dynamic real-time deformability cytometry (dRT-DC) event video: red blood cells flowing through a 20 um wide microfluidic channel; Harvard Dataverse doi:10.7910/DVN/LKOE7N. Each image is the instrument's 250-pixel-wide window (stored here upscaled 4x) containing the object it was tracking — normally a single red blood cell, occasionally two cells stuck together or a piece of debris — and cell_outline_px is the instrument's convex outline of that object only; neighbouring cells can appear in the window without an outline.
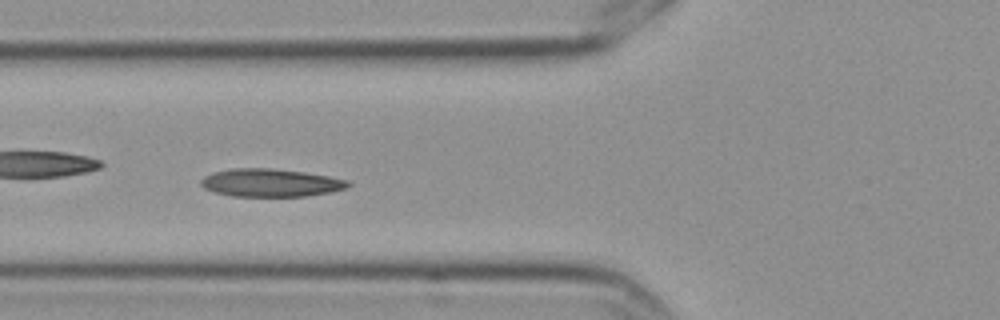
{"species": "Egyptian fruit bat (a non-hibernating species)", "species_latin": "Rousettus aegyptiacus", "temperature_condition": "cold", "stored_images_in_passage": 4, "camera_frame_rate_fps": 3000, "um_per_image_px": 0.085, "frame": {"image": 1, "passage_image": 3, "time_ms": 0.667, "image_size_px": [1000, 320], "cell_outline_px": [[352, 184], [348, 188], [332, 192], [304, 196], [232, 196], [212, 192], [204, 188], [200, 184], [200, 180], [204, 176], [216, 172], [232, 168], [272, 168], [304, 172], [328, 176], [348, 180]], "centroid_in_image_um": [23.01, 15.54], "position_along_channel_um": 102.8, "area_um2": 24.04}}